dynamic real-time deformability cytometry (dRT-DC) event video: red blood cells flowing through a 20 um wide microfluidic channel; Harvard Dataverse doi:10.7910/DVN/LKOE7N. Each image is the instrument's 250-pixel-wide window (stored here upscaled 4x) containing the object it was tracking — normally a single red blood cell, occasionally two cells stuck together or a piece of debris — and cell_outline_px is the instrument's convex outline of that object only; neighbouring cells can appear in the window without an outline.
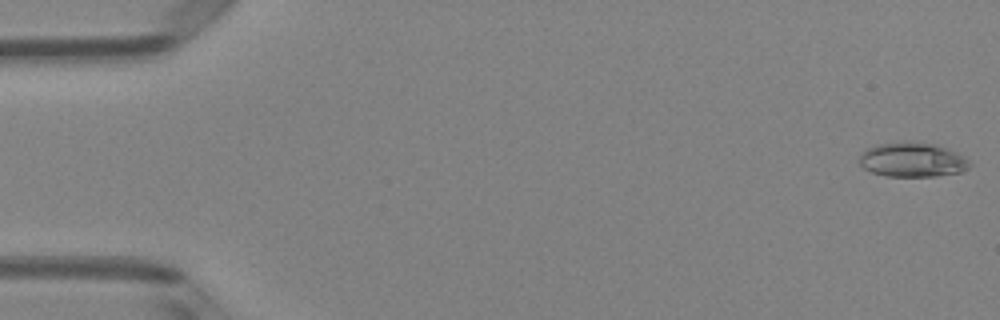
{"species": "Egyptian fruit bat (a non-hibernating species)", "species_latin": "Rousettus aegyptiacus", "temperature_condition": "room temperature", "stored_images_in_passage": 50, "camera_frame_rate_fps": 3000, "um_per_image_px": 0.085, "animal": {"sex": "female"}, "frame": {"image": 1, "passage_image": 1, "time_ms": 0.0, "image_size_px": [1000, 320], "cell_outline_px": [[972, 164], [964, 172], [936, 176], [888, 176], [872, 172], [864, 168], [856, 160], [860, 152], [876, 144], [904, 140], [912, 140], [936, 144], [956, 152], [964, 156]], "centroid_in_image_um": [77.53, 13.55], "position_along_channel_um": 7.5, "area_um2": 22.77}}
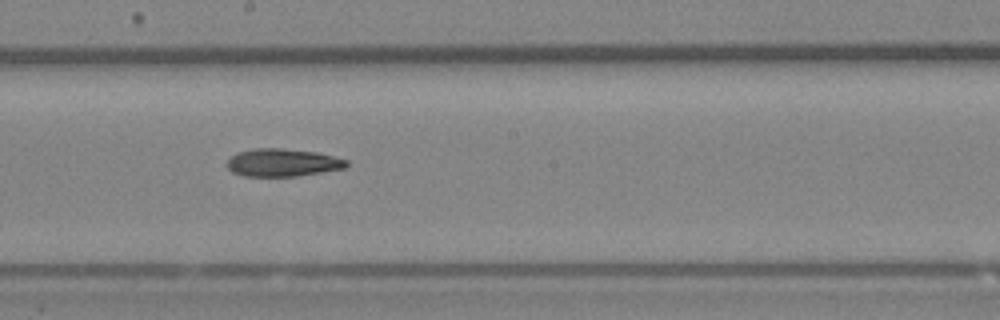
{"frame": {"image": 2, "passage_image": 28, "time_ms": 9.0, "image_size_px": [1000, 320], "cell_outline_px": [[348, 168], [296, 176], [244, 176], [232, 172], [224, 164], [236, 152], [252, 148], [280, 148], [316, 152], [348, 160]], "centroid_in_image_um": [24.0, 13.82], "position_along_channel_um": 224.2, "area_um2": 19.48}}
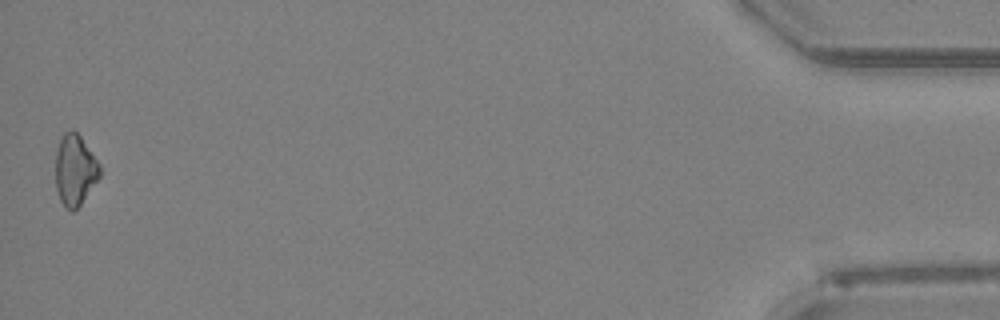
{"frame": {"image": 3, "passage_image": 50, "time_ms": 16.333, "image_size_px": [1000, 320], "cell_outline_px": [[100, 176], [80, 204], [72, 212], [64, 208], [60, 200], [56, 188], [56, 148], [64, 132], [72, 128], [80, 136], [100, 164]], "centroid_in_image_um": [6.35, 14.44], "position_along_channel_um": 428.8, "area_um2": 18.21}, "authors_computed_cell_mechanics": {"area_um2": 19.652, "velocity_mm_per_s": 4.0425, "shape_relaxation_time_tau1_ms": 9.0981, "shape_relaxation_time_tau2_ms": 7.0413, "deformation_change_tau1": 0.1737, "deformation_change_tau2": 0.1803}}